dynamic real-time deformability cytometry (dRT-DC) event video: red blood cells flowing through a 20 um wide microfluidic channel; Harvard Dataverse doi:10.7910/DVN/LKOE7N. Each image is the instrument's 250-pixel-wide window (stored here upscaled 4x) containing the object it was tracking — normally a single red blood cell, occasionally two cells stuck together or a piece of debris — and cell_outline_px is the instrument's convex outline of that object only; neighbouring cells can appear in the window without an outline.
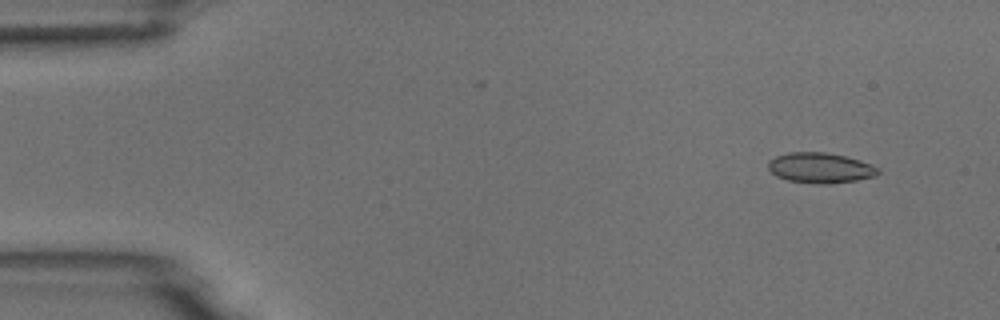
{"species": "common noctule bat (a hibernating species)", "species_latin": "Nyctalus noctula", "temperature_condition": "room temperature", "stored_images_in_passage": 4, "camera_frame_rate_fps": 3000, "um_per_image_px": 0.085, "animal": {"sex": "male", "body_mass_g": 18.8}, "frame": {"image": 1, "passage_image": 1, "time_ms": 0.0, "image_size_px": [1000, 320], "cell_outline_px": [[880, 172], [876, 176], [856, 180], [828, 184], [816, 184], [788, 180], [776, 176], [768, 168], [768, 160], [776, 156], [788, 152], [828, 152], [860, 160], [872, 164], [880, 168]], "centroid_in_image_um": [69.74, 14.26], "position_along_channel_um": 15.3, "area_um2": 19.59}}
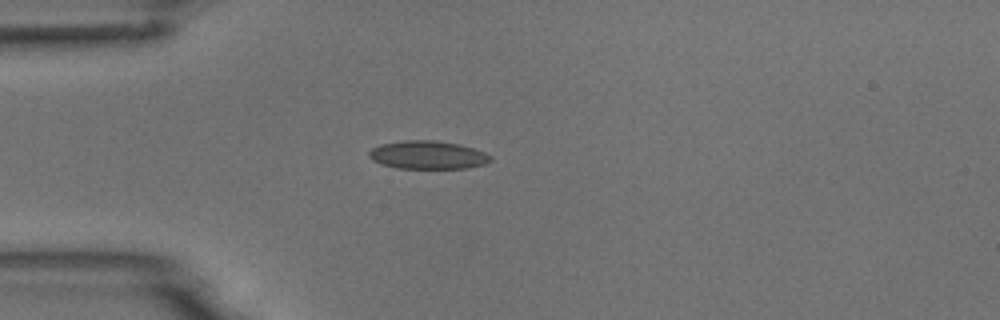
{"frame": {"image": 2, "passage_image": 4, "time_ms": 3.333, "image_size_px": [1000, 320], "cell_outline_px": [[492, 160], [484, 164], [468, 168], [396, 168], [380, 164], [372, 160], [368, 156], [368, 152], [372, 148], [380, 144], [404, 140], [436, 140], [460, 144], [484, 152], [492, 156]], "centroid_in_image_um": [36.34, 13.17], "position_along_channel_um": 48.7, "area_um2": 20.11}}